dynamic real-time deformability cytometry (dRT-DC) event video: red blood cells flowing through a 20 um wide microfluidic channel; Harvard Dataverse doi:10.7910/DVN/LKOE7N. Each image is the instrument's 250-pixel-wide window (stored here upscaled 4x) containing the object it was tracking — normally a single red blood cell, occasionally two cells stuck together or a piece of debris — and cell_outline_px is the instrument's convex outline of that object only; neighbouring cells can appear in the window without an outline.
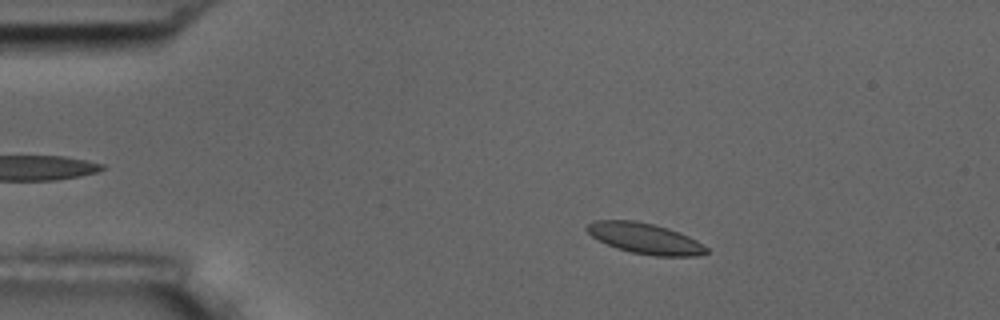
{"species": "common noctule bat (a hibernating species)", "species_latin": "Nyctalus noctula", "temperature_condition": "room temperature", "stored_images_in_passage": 54, "camera_frame_rate_fps": 3000, "um_per_image_px": 0.085, "animal": {"sex": "male", "body_mass_g": 17.5, "forearm_length_mm": 52.3}, "frame": {"image": 1, "passage_image": 9, "time_ms": 2.667, "image_size_px": [1000, 320], "cell_outline_px": [[708, 252], [696, 256], [656, 256], [632, 252], [616, 248], [592, 236], [584, 228], [588, 224], [596, 220], [636, 220], [668, 228], [688, 236], [696, 240], [708, 248]], "centroid_in_image_um": [54.82, 20.26], "position_along_channel_um": 30.2, "area_um2": 21.15}}
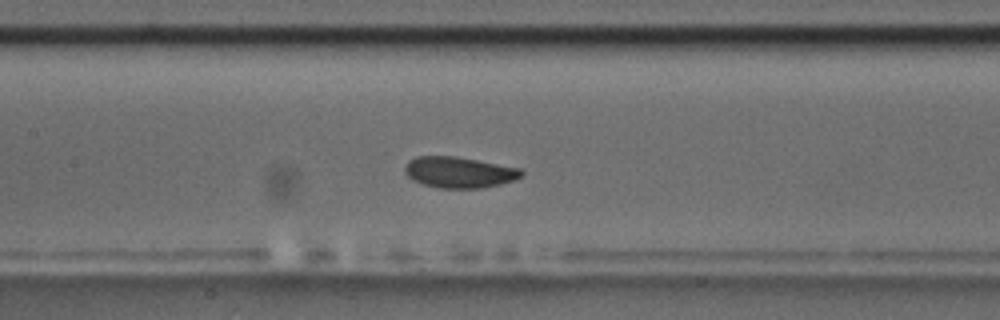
{"frame": {"image": 2, "passage_image": 25, "time_ms": 8.0, "image_size_px": [1000, 320], "cell_outline_px": [[524, 176], [516, 180], [484, 188], [440, 188], [424, 184], [412, 180], [404, 172], [404, 164], [408, 160], [416, 156], [456, 156], [520, 168], [524, 172]], "centroid_in_image_um": [39.03, 14.64], "position_along_channel_um": 168.4, "area_um2": 21.33}}
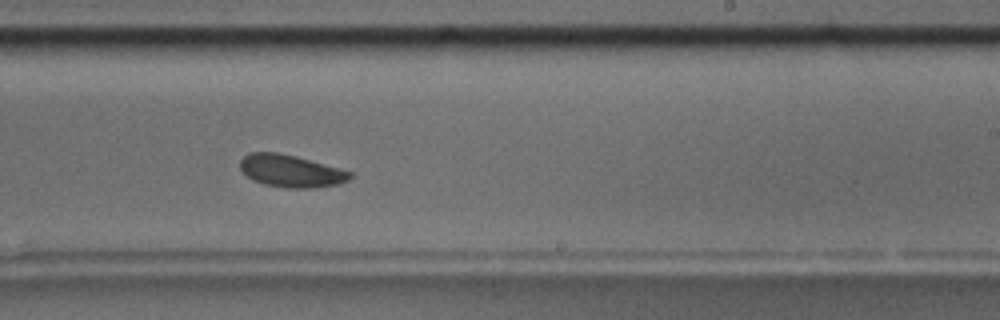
{"frame": {"image": 3, "passage_image": 33, "time_ms": 10.667, "image_size_px": [1000, 320], "cell_outline_px": [[352, 176], [348, 180], [340, 184], [312, 188], [288, 188], [264, 184], [252, 180], [240, 168], [240, 160], [248, 152], [276, 152], [296, 156], [340, 168], [352, 172]], "centroid_in_image_um": [24.73, 14.53], "position_along_channel_um": 264.3, "area_um2": 20.75}, "authors_computed_cell_mechanics": {"area_um2": 20.9525, "velocity_mm_per_s": 3.6149, "shape_relaxation_time_tau1_ms": 10.7346, "shape_relaxation_time_tau2_ms": null, "deformation_change_tau1": 0.2384, "deformation_change_tau2": null}}